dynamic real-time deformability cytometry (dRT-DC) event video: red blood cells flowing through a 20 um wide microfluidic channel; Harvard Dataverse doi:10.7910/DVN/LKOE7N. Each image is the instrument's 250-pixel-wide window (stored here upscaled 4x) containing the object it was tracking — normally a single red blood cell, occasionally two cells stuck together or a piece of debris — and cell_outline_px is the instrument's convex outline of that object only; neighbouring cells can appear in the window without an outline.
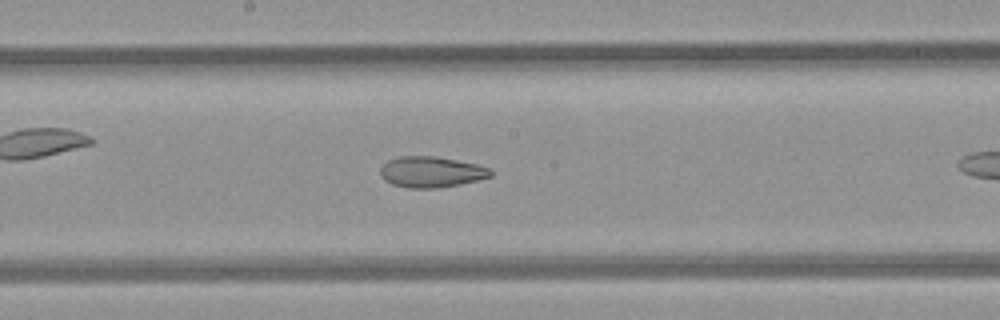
{"species": "common noctule bat (a hibernating species)", "species_latin": "Nyctalus noctula", "temperature_condition": "room temperature", "stored_images_in_passage": 31, "camera_frame_rate_fps": 3000, "um_per_image_px": 0.085, "animal": {"sex": "female", "body_mass_g": 21.9}, "frame": {"image": 1, "passage_image": 18, "time_ms": 5.667, "image_size_px": [1000, 320], "cell_outline_px": [[492, 176], [460, 184], [436, 188], [408, 188], [392, 184], [384, 180], [380, 176], [380, 168], [388, 160], [400, 156], [432, 156], [456, 160], [476, 164], [492, 168]], "centroid_in_image_um": [36.64, 14.62], "position_along_channel_um": 211.6, "area_um2": 19.83}}